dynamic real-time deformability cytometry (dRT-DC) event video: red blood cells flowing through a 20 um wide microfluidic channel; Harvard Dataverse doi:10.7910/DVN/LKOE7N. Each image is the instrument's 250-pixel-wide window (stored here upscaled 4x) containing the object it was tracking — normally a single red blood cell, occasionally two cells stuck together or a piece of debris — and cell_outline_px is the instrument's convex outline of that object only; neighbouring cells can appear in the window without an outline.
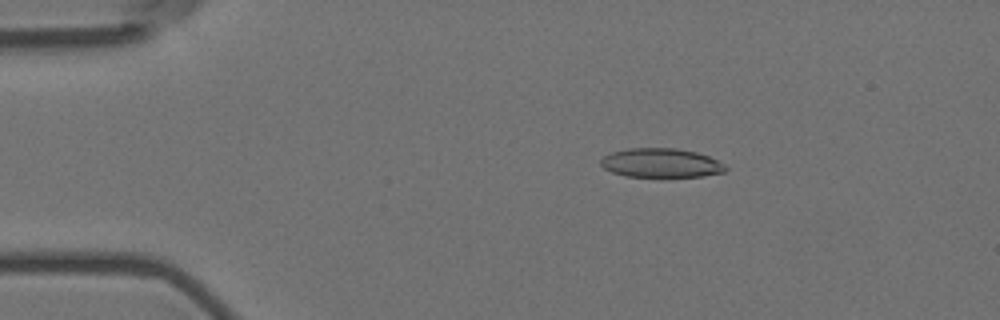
{"species": "Egyptian fruit bat (a non-hibernating species)", "species_latin": "Rousettus aegyptiacus", "temperature_condition": "room temperature", "stored_images_in_passage": 56, "camera_frame_rate_fps": 3000, "um_per_image_px": 0.085, "animal": {"sex": "female"}, "frame": {"image": 1, "passage_image": 10, "time_ms": 3.0, "image_size_px": [1000, 320], "cell_outline_px": [[728, 168], [724, 172], [700, 176], [624, 176], [612, 172], [604, 168], [600, 164], [600, 160], [604, 156], [612, 152], [628, 148], [676, 148], [696, 152], [708, 156], [724, 164]], "centroid_in_image_um": [56.17, 13.84], "position_along_channel_um": 28.8, "area_um2": 20.98}}
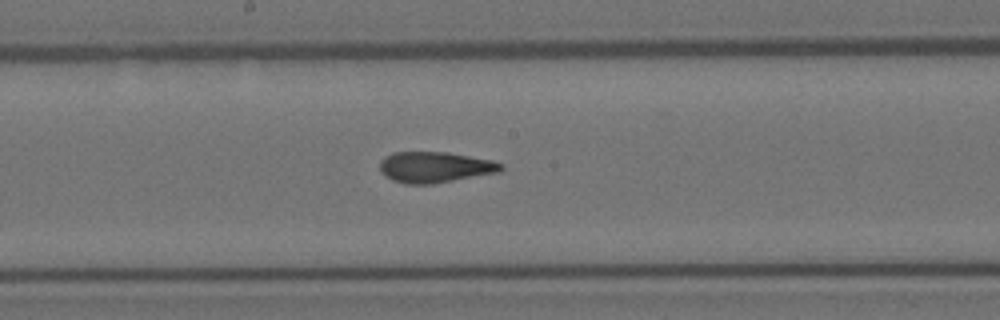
{"frame": {"image": 2, "passage_image": 30, "time_ms": 9.667, "image_size_px": [1000, 320], "cell_outline_px": [[504, 168], [500, 172], [432, 184], [404, 184], [392, 180], [380, 172], [380, 160], [384, 156], [392, 152], [448, 152], [492, 160], [504, 164]], "centroid_in_image_um": [36.96, 14.21], "position_along_channel_um": 211.2, "area_um2": 22.02}}
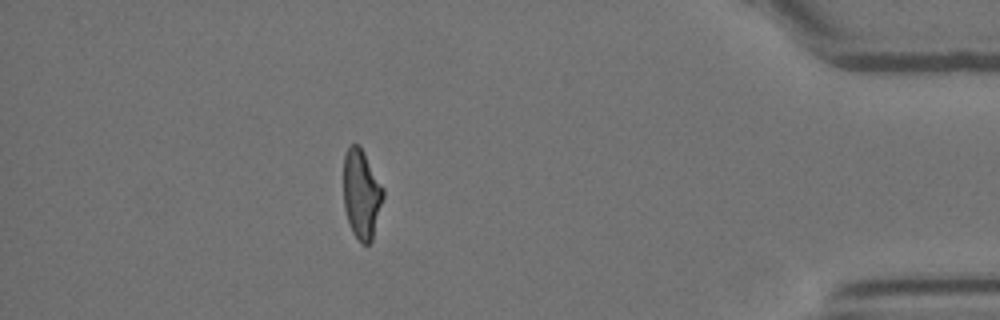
{"frame": {"image": 3, "passage_image": 50, "time_ms": 16.333, "image_size_px": [1000, 320], "cell_outline_px": [[384, 196], [372, 240], [368, 244], [360, 244], [352, 232], [344, 208], [344, 152], [352, 144], [360, 144], [384, 188]], "centroid_in_image_um": [30.73, 16.49], "position_along_channel_um": 404.5, "area_um2": 20.81}, "authors_computed_cell_mechanics": {"area_um2": 21.7906, "velocity_mm_per_s": 3.5961, "shape_relaxation_time_tau1_ms": null, "shape_relaxation_time_tau2_ms": 1.8904, "deformation_change_tau1": null, "deformation_change_tau2": 0.0959}}